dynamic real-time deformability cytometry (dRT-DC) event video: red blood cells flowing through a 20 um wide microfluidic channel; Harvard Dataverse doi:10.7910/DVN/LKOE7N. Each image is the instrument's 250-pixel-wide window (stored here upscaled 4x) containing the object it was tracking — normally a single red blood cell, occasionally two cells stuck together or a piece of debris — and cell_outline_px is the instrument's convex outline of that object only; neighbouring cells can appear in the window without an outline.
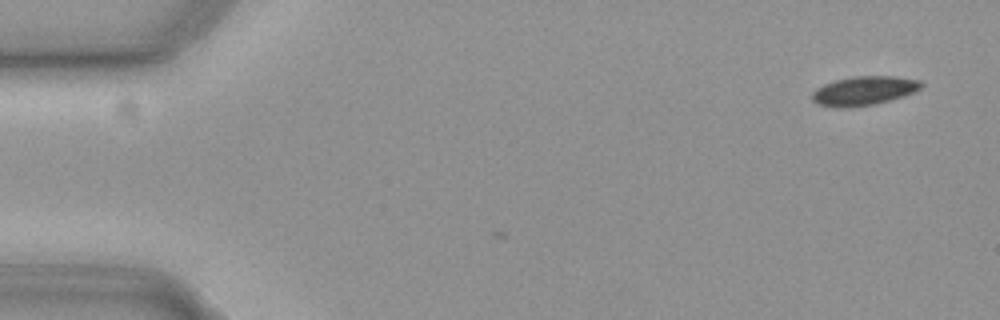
{"species": "common noctule bat (a hibernating species)", "species_latin": "Nyctalus noctula", "temperature_condition": "cold", "stored_images_in_passage": 4, "camera_frame_rate_fps": 3000, "um_per_image_px": 0.085, "animal": {"sex": "female", "body_mass_g": 19.3, "forearm_length_mm": 54.1}, "frame": {"image": 1, "passage_image": 1, "time_ms": 0.0, "image_size_px": [1000, 320], "cell_outline_px": [[924, 84], [920, 88], [904, 96], [872, 104], [844, 108], [816, 104], [812, 100], [812, 92], [816, 88], [824, 84], [836, 80], [852, 76], [892, 76], [920, 80]], "centroid_in_image_um": [73.4, 7.7], "position_along_channel_um": 11.6, "area_um2": 18.26}}